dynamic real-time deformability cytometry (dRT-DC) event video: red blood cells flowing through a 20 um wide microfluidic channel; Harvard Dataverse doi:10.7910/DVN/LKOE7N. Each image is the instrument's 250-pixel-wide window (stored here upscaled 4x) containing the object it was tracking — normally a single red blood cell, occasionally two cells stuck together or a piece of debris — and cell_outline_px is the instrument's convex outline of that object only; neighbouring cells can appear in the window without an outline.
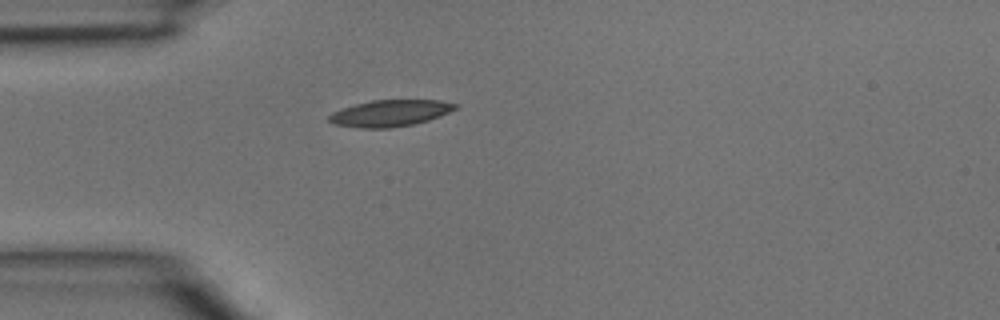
{"species": "common noctule bat (a hibernating species)", "species_latin": "Nyctalus noctula", "temperature_condition": "room temperature", "stored_images_in_passage": 4, "camera_frame_rate_fps": 3000, "um_per_image_px": 0.085, "animal": {"sex": "male", "body_mass_g": 15.6}, "frame": {"image": 1, "passage_image": 4, "time_ms": 1.0, "image_size_px": [1000, 320], "cell_outline_px": [[460, 108], [440, 116], [428, 120], [412, 124], [392, 128], [360, 128], [332, 124], [328, 120], [328, 116], [332, 112], [356, 104], [372, 100], [440, 100], [460, 104]], "centroid_in_image_um": [33.2, 9.62], "position_along_channel_um": 51.8, "area_um2": 19.65}}